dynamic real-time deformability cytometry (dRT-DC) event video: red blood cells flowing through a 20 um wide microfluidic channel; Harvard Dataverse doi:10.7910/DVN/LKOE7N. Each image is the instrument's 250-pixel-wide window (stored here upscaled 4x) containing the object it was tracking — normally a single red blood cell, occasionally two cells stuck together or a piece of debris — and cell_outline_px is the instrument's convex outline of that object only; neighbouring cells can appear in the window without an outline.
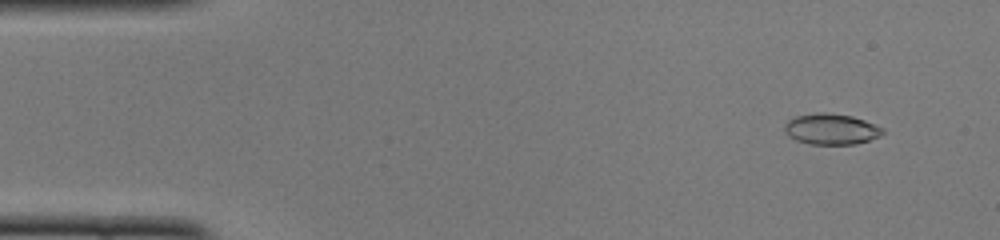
{"species": "common noctule bat (a hibernating species)", "species_latin": "Nyctalus noctula", "temperature_condition": "cold", "stored_images_in_passage": 49, "camera_frame_rate_fps": 3000, "um_per_image_px": 0.085, "animal": {"sex": "female", "body_mass_g": 22.0, "forearm_length_mm": 56.7}, "frame": {"image": 1, "passage_image": 3, "time_ms": 0.667, "image_size_px": [1000, 240], "cell_outline_px": [[884, 132], [880, 136], [856, 144], [808, 144], [796, 140], [788, 136], [784, 132], [784, 124], [788, 120], [796, 116], [820, 112], [824, 112], [852, 116], [864, 120], [884, 128]], "centroid_in_image_um": [70.63, 10.97], "position_along_channel_um": 14.4, "area_um2": 17.69}}
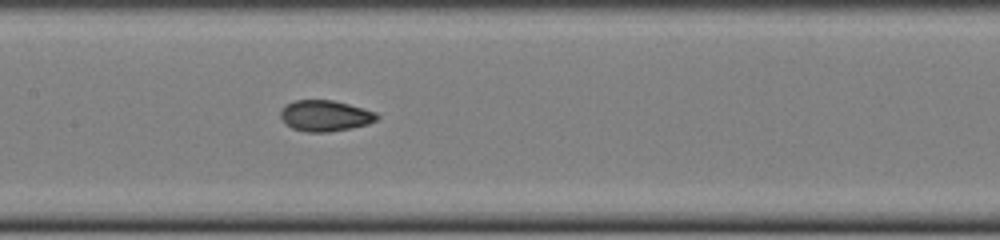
{"frame": {"image": 2, "passage_image": 23, "time_ms": 7.333, "image_size_px": [1000, 240], "cell_outline_px": [[380, 116], [376, 120], [368, 124], [352, 128], [328, 132], [308, 132], [292, 128], [284, 124], [280, 116], [280, 108], [284, 104], [292, 100], [332, 100], [348, 104], [376, 112]], "centroid_in_image_um": [27.59, 9.83], "position_along_channel_um": 179.8, "area_um2": 17.63}}
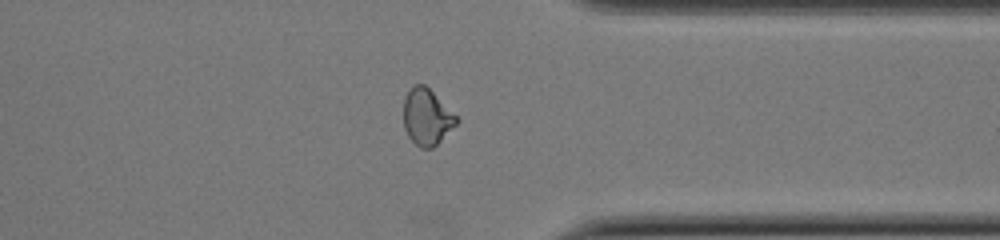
{"frame": {"image": 3, "passage_image": 38, "time_ms": 12.333, "image_size_px": [1000, 240], "cell_outline_px": [[460, 120], [432, 148], [420, 148], [408, 136], [404, 128], [404, 96], [416, 84], [424, 84]], "centroid_in_image_um": [36.25, 9.95], "position_along_channel_um": 375.1, "area_um2": 16.88}, "authors_computed_cell_mechanics": {"area_um2": 17.629, "velocity_mm_per_s": 4.01, "shape_relaxation_time_tau1_ms": 6.4085, "shape_relaxation_time_tau2_ms": 1.6589, "deformation_change_tau1": 0.1607, "deformation_change_tau2": 0.0525}}